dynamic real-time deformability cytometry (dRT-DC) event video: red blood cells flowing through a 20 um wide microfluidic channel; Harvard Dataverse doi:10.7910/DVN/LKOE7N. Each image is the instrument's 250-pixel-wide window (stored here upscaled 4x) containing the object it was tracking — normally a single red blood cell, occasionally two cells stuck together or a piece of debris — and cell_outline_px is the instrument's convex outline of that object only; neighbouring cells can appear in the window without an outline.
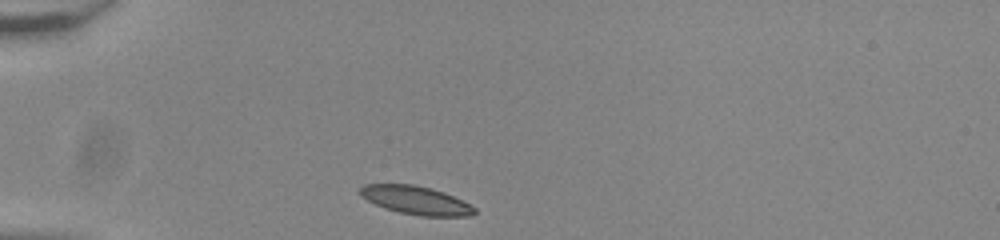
{"species": "common noctule bat (a hibernating species)", "species_latin": "Nyctalus noctula", "temperature_condition": "room temperature", "stored_images_in_passage": 32, "camera_frame_rate_fps": 3000, "um_per_image_px": 0.085, "animal": {"sex": "male", "body_mass_g": 20.0, "forearm_length_mm": 53.3}, "frame": {"image": 1, "passage_image": 1, "time_ms": 0.0, "image_size_px": [1000, 240], "cell_outline_px": [[476, 212], [472, 216], [420, 216], [400, 212], [384, 208], [360, 196], [360, 188], [364, 184], [412, 184], [432, 188], [444, 192], [476, 208]], "centroid_in_image_um": [35.35, 17.02], "position_along_channel_um": 49.7, "area_um2": 18.79}}
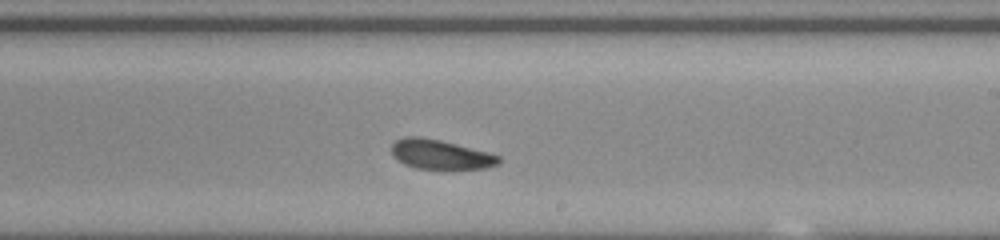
{"frame": {"image": 2, "passage_image": 19, "time_ms": 6.0, "image_size_px": [1000, 240], "cell_outline_px": [[500, 164], [484, 168], [416, 168], [404, 164], [396, 160], [392, 152], [392, 144], [396, 140], [404, 136], [420, 136], [440, 140], [488, 152], [500, 156]], "centroid_in_image_um": [37.41, 13.11], "position_along_channel_um": 251.6, "area_um2": 18.26}}
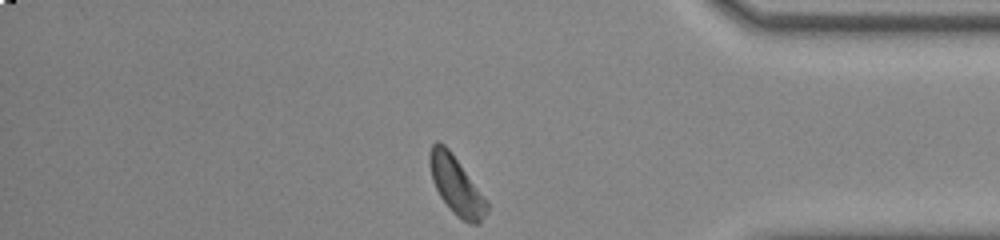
{"frame": {"image": 3, "passage_image": 32, "time_ms": 10.333, "image_size_px": [1000, 240], "cell_outline_px": [[488, 212], [480, 224], [472, 224], [456, 216], [452, 212], [440, 196], [432, 180], [428, 164], [428, 156], [432, 144], [436, 140], [444, 144], [448, 148], [488, 204]], "centroid_in_image_um": [38.74, 15.77], "position_along_channel_um": 396.5, "area_um2": 18.96}, "authors_computed_cell_mechanics": {"area_um2": 19.074, "velocity_mm_per_s": 3.8076, "shape_relaxation_time_tau1_ms": 1.429, "shape_relaxation_time_tau2_ms": 4.1393, "deformation_change_tau1": 0.0543, "deformation_change_tau2": 0.1121}}